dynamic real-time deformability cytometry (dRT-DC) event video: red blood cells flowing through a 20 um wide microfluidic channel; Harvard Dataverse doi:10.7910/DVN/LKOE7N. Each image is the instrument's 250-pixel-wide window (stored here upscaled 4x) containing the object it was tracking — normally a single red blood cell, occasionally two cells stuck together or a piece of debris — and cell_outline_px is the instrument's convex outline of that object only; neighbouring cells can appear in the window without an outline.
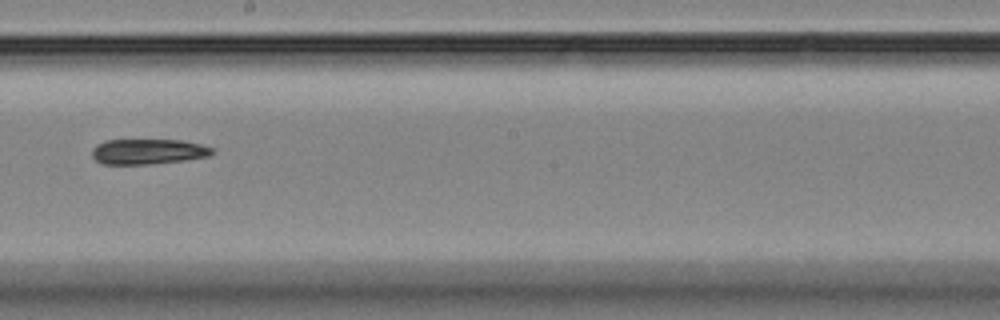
{"species": "Egyptian fruit bat (a non-hibernating species)", "species_latin": "Rousettus aegyptiacus", "temperature_condition": "room temperature", "stored_images_in_passage": 10, "camera_frame_rate_fps": 3000, "um_per_image_px": 0.085, "animal": {"sex": "female"}, "frame": {"image": 1, "passage_image": 9, "time_ms": 9.333, "image_size_px": [1000, 320], "cell_outline_px": [[216, 152], [208, 156], [188, 160], [148, 164], [100, 164], [92, 156], [92, 148], [96, 144], [104, 140], [184, 140], [216, 148]], "centroid_in_image_um": [12.61, 12.88], "position_along_channel_um": 235.6, "area_um2": 18.03}}
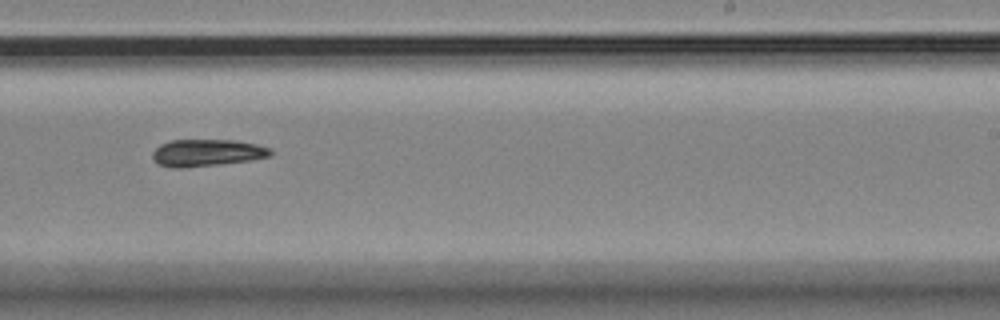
{"frame": {"image": 2, "passage_image": 10, "time_ms": 10.333, "image_size_px": [1000, 320], "cell_outline_px": [[272, 156], [252, 160], [220, 164], [180, 168], [172, 168], [156, 164], [152, 160], [152, 152], [160, 144], [172, 140], [236, 140], [256, 144], [272, 148]], "centroid_in_image_um": [17.58, 12.99], "position_along_channel_um": 271.4, "area_um2": 18.84}}